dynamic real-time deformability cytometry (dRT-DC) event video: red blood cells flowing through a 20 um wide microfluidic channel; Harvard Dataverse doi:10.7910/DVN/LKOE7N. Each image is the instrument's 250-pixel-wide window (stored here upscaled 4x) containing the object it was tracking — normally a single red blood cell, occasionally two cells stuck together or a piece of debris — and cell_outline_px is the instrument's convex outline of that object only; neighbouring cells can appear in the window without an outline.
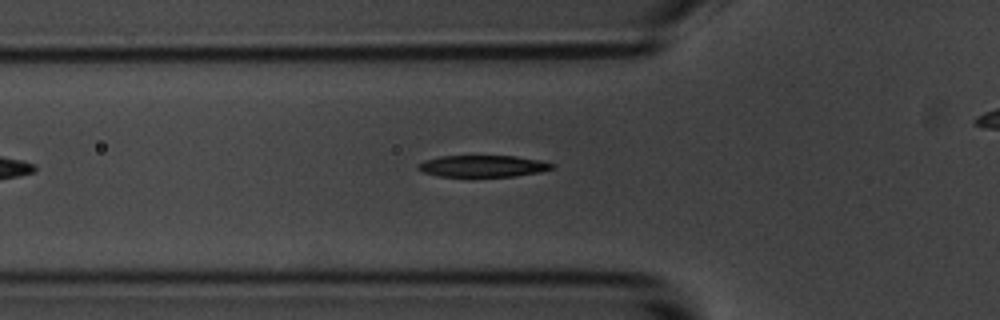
{"species": "common noctule bat (a hibernating species)", "species_latin": "Nyctalus noctula", "temperature_condition": "room temperature", "stored_images_in_passage": 40, "camera_frame_rate_fps": 3000, "um_per_image_px": 0.085, "animal": {"sex": "male", "body_mass_g": 20.1, "forearm_length_mm": 53.5}, "frame": {"image": 1, "passage_image": 9, "time_ms": 2.667, "image_size_px": [1000, 320], "cell_outline_px": [[556, 168], [540, 172], [516, 176], [440, 176], [420, 172], [416, 168], [416, 164], [424, 160], [440, 156], [516, 156], [540, 160], [556, 164]], "centroid_in_image_um": [41.04, 14.11], "position_along_channel_um": 84.8, "area_um2": 17.11}}
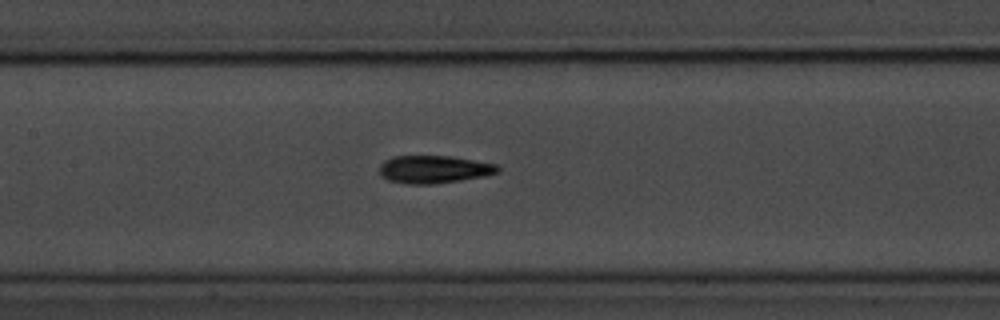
{"frame": {"image": 2, "passage_image": 16, "time_ms": 5.0, "image_size_px": [1000, 320], "cell_outline_px": [[500, 168], [496, 172], [484, 176], [460, 180], [432, 184], [408, 184], [388, 180], [380, 176], [380, 164], [384, 160], [392, 156], [448, 156], [496, 164]], "centroid_in_image_um": [36.82, 14.39], "position_along_channel_um": 170.6, "area_um2": 18.96}}
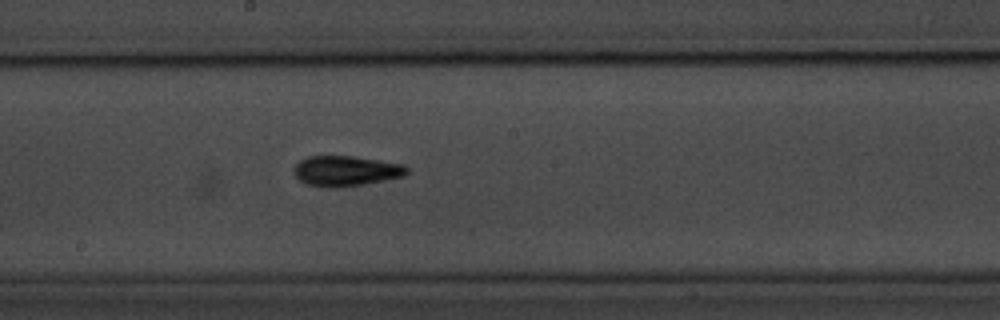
{"frame": {"image": 3, "passage_image": 20, "time_ms": 6.333, "image_size_px": [1000, 320], "cell_outline_px": [[408, 172], [404, 176], [364, 184], [340, 188], [328, 188], [304, 184], [296, 176], [296, 164], [300, 160], [308, 156], [352, 156], [404, 164], [408, 168]], "centroid_in_image_um": [29.41, 14.54], "position_along_channel_um": 218.8, "area_um2": 19.94}, "authors_computed_cell_mechanics": {"area_um2": 18.3226, "velocity_mm_per_s": 3.6384, "shape_relaxation_time_tau1_ms": 2.7437, "shape_relaxation_time_tau2_ms": 3.6436, "deformation_change_tau1": 0.1784, "deformation_change_tau2": 0.1342}}